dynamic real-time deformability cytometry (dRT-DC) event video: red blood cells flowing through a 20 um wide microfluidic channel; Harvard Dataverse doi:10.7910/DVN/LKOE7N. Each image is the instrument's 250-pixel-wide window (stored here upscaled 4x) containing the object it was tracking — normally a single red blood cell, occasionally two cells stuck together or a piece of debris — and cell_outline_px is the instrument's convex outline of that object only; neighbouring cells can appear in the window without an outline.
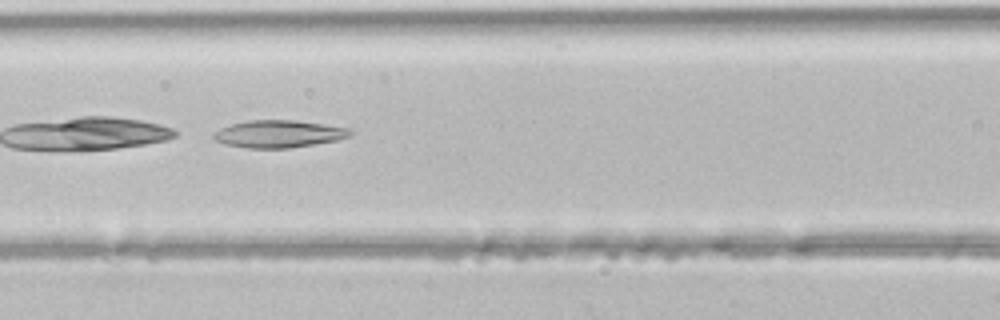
{"species": "common noctule bat (a hibernating species)", "species_latin": "Nyctalus noctula", "temperature_condition": "room temperature", "stored_images_in_passage": 44, "camera_frame_rate_fps": 3000, "um_per_image_px": 0.085, "animal": {"sex": "male", "body_mass_g": 21.5, "forearm_length_mm": 52.0}, "frame": {"image": 1, "passage_image": 19, "time_ms": 6.0, "image_size_px": [1000, 320], "cell_outline_px": [[352, 136], [336, 140], [288, 148], [248, 148], [224, 144], [216, 140], [212, 136], [220, 128], [232, 124], [248, 120], [296, 120], [324, 124], [348, 128], [352, 132]], "centroid_in_image_um": [23.69, 11.38], "position_along_channel_um": 142.9, "area_um2": 21.62}}
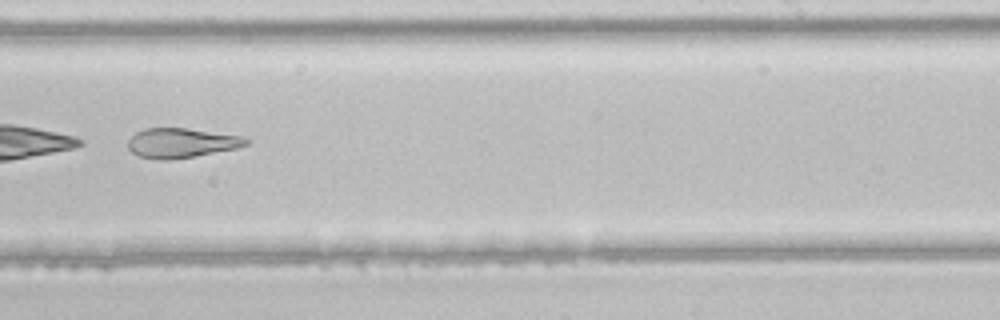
{"frame": {"image": 2, "passage_image": 28, "time_ms": 9.0, "image_size_px": [1000, 320], "cell_outline_px": [[248, 144], [236, 148], [192, 156], [168, 160], [160, 160], [136, 156], [128, 148], [128, 140], [136, 132], [144, 128], [188, 128], [240, 136], [248, 140]], "centroid_in_image_um": [15.34, 12.14], "position_along_channel_um": 273.7, "area_um2": 20.17}}
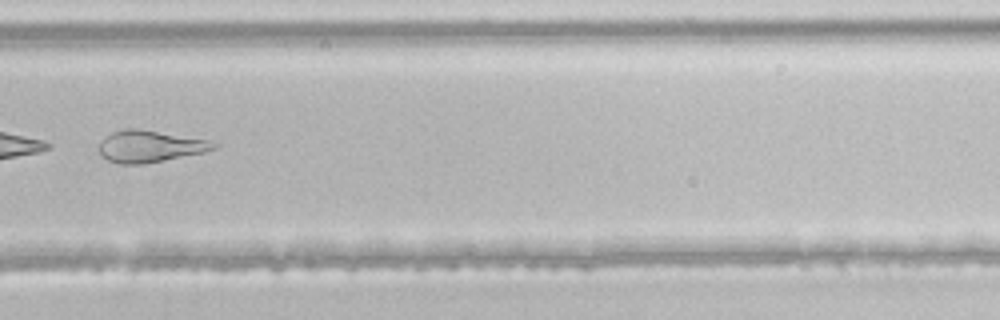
{"frame": {"image": 3, "passage_image": 31, "time_ms": 10.0, "image_size_px": [1000, 320], "cell_outline_px": [[220, 144], [216, 148], [204, 152], [144, 164], [120, 164], [108, 160], [100, 156], [100, 140], [112, 132], [128, 128], [136, 128], [212, 140]], "centroid_in_image_um": [12.76, 12.43], "position_along_channel_um": 317.0, "area_um2": 21.33}}